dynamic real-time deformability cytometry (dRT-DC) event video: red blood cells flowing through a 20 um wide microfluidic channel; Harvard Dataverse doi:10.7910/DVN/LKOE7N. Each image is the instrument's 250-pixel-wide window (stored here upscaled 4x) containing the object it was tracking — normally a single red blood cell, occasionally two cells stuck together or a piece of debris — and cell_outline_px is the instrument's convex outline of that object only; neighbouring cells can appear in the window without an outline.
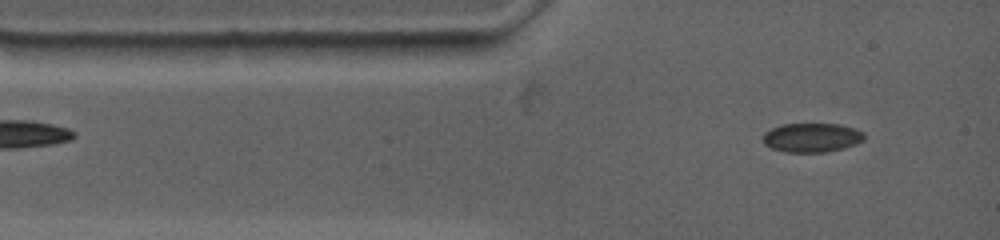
{"species": "common noctule bat (a hibernating species)", "species_latin": "Nyctalus noctula", "temperature_condition": "warm", "stored_images_in_passage": 23, "camera_frame_rate_fps": 4500, "um_per_image_px": 0.085, "animal": {"sex": "female", "body_mass_g": 19.0, "forearm_length_mm": 53.3}, "frame": {"image": 1, "passage_image": 7, "time_ms": 0.667, "image_size_px": [1000, 240], "cell_outline_px": [[864, 140], [844, 148], [824, 152], [784, 152], [772, 148], [764, 144], [764, 132], [772, 128], [784, 124], [840, 124], [864, 132]], "centroid_in_image_um": [69.0, 11.7], "position_along_channel_um": 16.0, "area_um2": 17.05}}
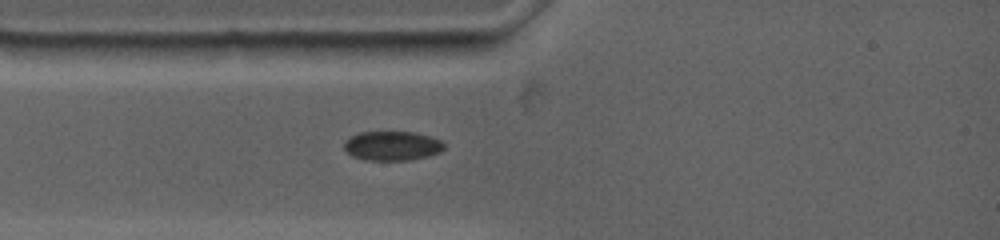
{"frame": {"image": 2, "passage_image": 20, "time_ms": 2.222, "image_size_px": [1000, 240], "cell_outline_px": [[444, 148], [440, 152], [428, 156], [408, 160], [364, 160], [352, 156], [344, 148], [344, 140], [348, 136], [360, 132], [416, 132], [440, 140], [444, 144]], "centroid_in_image_um": [33.29, 12.39], "position_along_channel_um": 51.7, "area_um2": 17.17}}